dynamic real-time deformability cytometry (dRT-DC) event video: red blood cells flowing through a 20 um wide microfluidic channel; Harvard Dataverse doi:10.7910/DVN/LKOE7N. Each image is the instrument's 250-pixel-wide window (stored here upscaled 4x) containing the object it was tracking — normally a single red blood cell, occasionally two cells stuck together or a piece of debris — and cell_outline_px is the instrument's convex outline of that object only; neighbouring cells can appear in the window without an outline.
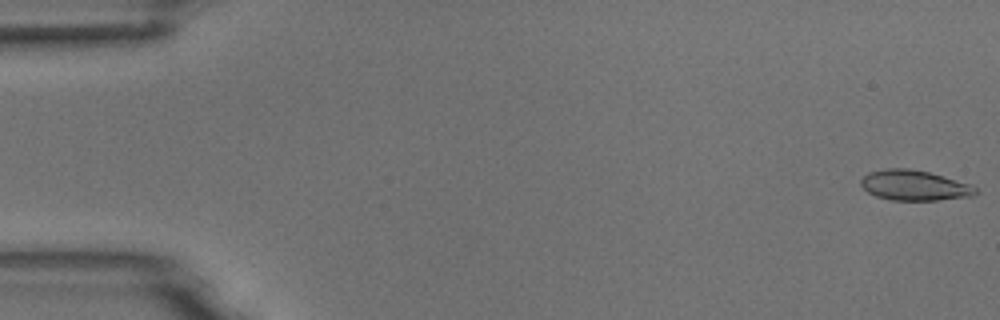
{"species": "common noctule bat (a hibernating species)", "species_latin": "Nyctalus noctula", "temperature_condition": "room temperature", "stored_images_in_passage": 5, "camera_frame_rate_fps": 3000, "um_per_image_px": 0.085, "animal": {"sex": "male", "body_mass_g": 18.8}, "frame": {"image": 1, "passage_image": 1, "time_ms": 0.0, "image_size_px": [1000, 320], "cell_outline_px": [[980, 192], [972, 196], [936, 200], [892, 200], [876, 196], [868, 192], [860, 184], [860, 180], [868, 172], [888, 168], [908, 168], [928, 172], [972, 184]], "centroid_in_image_um": [77.73, 15.75], "position_along_channel_um": 7.3, "area_um2": 20.23}}
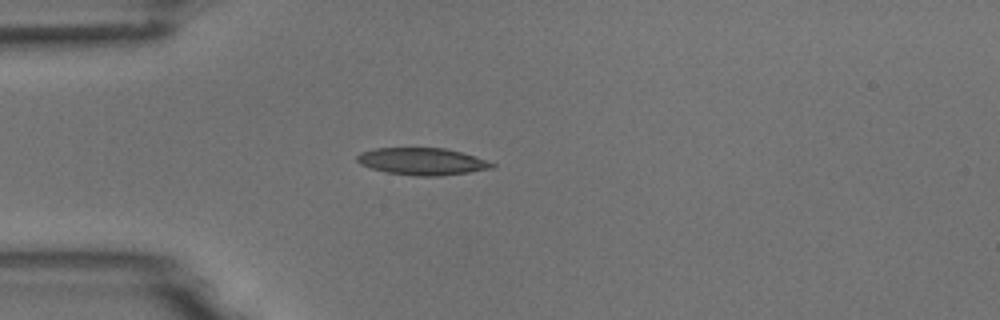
{"frame": {"image": 2, "passage_image": 5, "time_ms": 1.333, "image_size_px": [1000, 320], "cell_outline_px": [[496, 168], [440, 176], [416, 176], [388, 172], [372, 168], [360, 164], [356, 160], [356, 156], [360, 152], [376, 148], [444, 148], [460, 152], [496, 164]], "centroid_in_image_um": [35.87, 13.72], "position_along_channel_um": 49.1, "area_um2": 21.1}}